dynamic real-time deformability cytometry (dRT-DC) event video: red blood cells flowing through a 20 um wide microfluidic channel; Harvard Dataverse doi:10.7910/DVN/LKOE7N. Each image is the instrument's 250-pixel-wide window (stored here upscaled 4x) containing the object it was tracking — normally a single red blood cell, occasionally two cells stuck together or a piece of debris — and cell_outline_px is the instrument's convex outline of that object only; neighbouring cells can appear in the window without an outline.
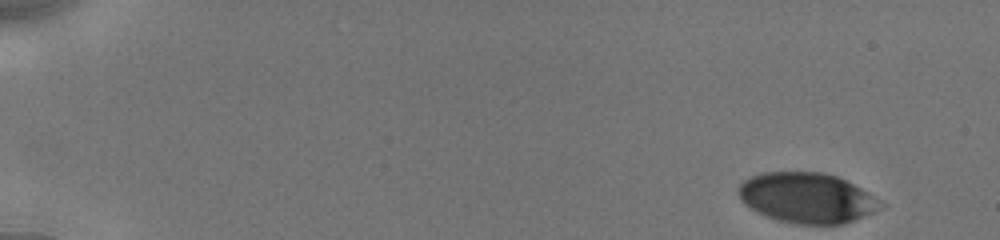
{"species": "human", "species_latin": "Homo sapiens", "temperature_condition": "cold", "stored_images_in_passage": 38, "camera_frame_rate_fps": 3000, "um_per_image_px": 0.085, "donor": {"sex": "male"}, "frame": {"image": 1, "passage_image": 1, "time_ms": 0.0, "image_size_px": [1000, 240], "cell_outline_px": [[888, 204], [884, 208], [844, 224], [796, 224], [780, 220], [768, 216], [744, 204], [740, 200], [736, 192], [740, 184], [744, 180], [752, 176], [764, 172], [824, 172], [836, 176], [868, 192]], "centroid_in_image_um": [68.63, 16.82], "position_along_channel_um": 16.4, "area_um2": 41.67}}
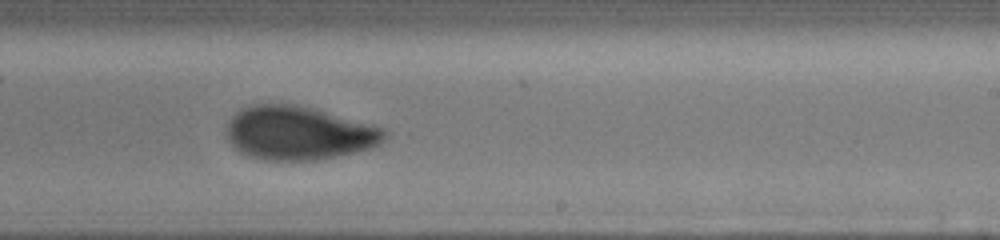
{"frame": {"image": 2, "passage_image": 16, "time_ms": 10.333, "image_size_px": [1000, 240], "cell_outline_px": [[388, 136], [380, 144], [368, 148], [352, 152], [316, 160], [264, 160], [248, 156], [240, 152], [228, 140], [228, 120], [236, 112], [252, 104], [292, 104], [312, 108], [384, 128], [388, 132]], "centroid_in_image_um": [25.37, 11.31], "position_along_channel_um": 263.6, "area_um2": 48.9}}
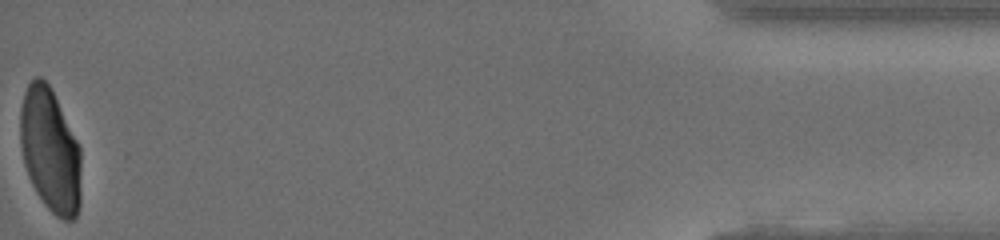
{"frame": {"image": 3, "passage_image": 38, "time_ms": 16.667, "image_size_px": [1000, 240], "cell_outline_px": [[80, 204], [76, 216], [72, 220], [64, 220], [56, 216], [44, 204], [36, 192], [28, 176], [24, 164], [20, 144], [20, 108], [24, 92], [28, 84], [36, 76], [40, 76], [48, 84], [80, 148]], "centroid_in_image_um": [4.24, 12.81], "position_along_channel_um": 431.0, "area_um2": 43.64}, "authors_computed_cell_mechanics": {"area_um2": 45.5753, "velocity_mm_per_s": 3.901, "shape_relaxation_time_tau1_ms": 5.0202, "shape_relaxation_time_tau2_ms": 1.1007, "deformation_change_tau1": 0.1637, "deformation_change_tau2": 0.0601}}